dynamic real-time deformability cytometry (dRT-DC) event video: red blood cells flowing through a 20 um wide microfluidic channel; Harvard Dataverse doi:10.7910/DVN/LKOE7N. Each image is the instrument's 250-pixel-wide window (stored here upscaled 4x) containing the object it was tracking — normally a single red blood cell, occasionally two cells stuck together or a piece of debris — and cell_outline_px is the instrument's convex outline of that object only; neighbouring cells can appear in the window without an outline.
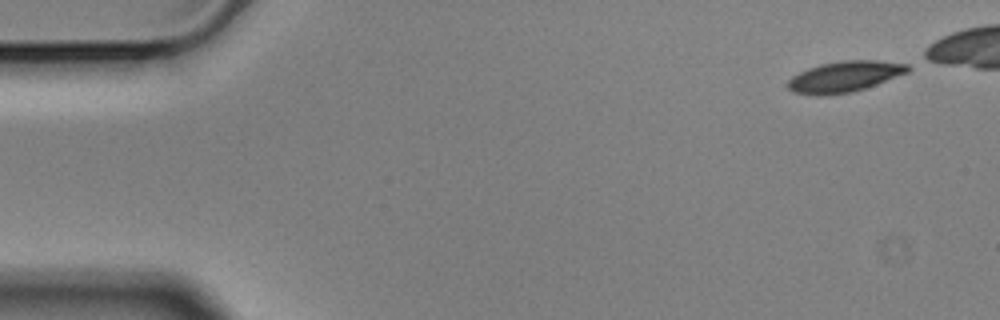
{"species": "Egyptian fruit bat (a non-hibernating species)", "species_latin": "Rousettus aegyptiacus", "temperature_condition": "cold", "stored_images_in_passage": 47, "camera_frame_rate_fps": 3000, "um_per_image_px": 0.085, "animal": {"sex": "male"}, "frame": {"image": 1, "passage_image": 1, "time_ms": 0.0, "image_size_px": [1000, 320], "cell_outline_px": [[912, 68], [908, 72], [876, 84], [852, 92], [824, 96], [816, 96], [792, 92], [788, 88], [788, 80], [792, 76], [808, 68], [820, 64], [844, 60], [876, 60], [908, 64]], "centroid_in_image_um": [71.77, 6.52], "position_along_channel_um": 13.2, "area_um2": 21.62}}
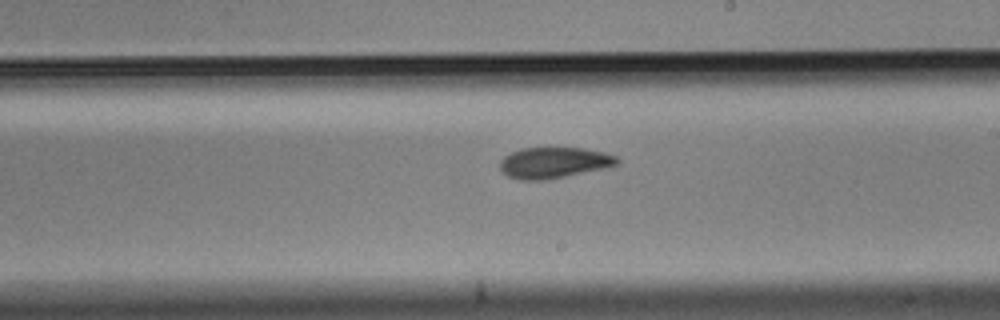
{"frame": {"image": 2, "passage_image": 30, "time_ms": 9.667, "image_size_px": [1000, 320], "cell_outline_px": [[620, 164], [608, 168], [544, 180], [520, 180], [508, 176], [500, 168], [500, 160], [504, 156], [520, 148], [580, 148], [604, 152], [616, 156], [620, 160]], "centroid_in_image_um": [47.12, 13.83], "position_along_channel_um": 241.9, "area_um2": 21.21}}
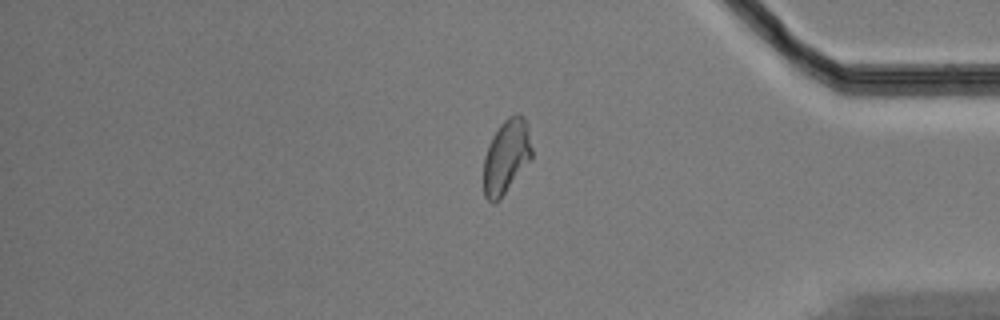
{"frame": {"image": 3, "passage_image": 45, "time_ms": 14.667, "image_size_px": [1000, 320], "cell_outline_px": [[532, 156], [500, 200], [488, 200], [484, 196], [484, 156], [488, 144], [492, 136], [500, 124], [508, 116], [516, 112], [520, 112], [524, 116], [528, 128], [532, 148]], "centroid_in_image_um": [43.03, 13.24], "position_along_channel_um": 392.2, "area_um2": 20.75}, "authors_computed_cell_mechanics": {"area_um2": 21.5016, "velocity_mm_per_s": 3.5071, "shape_relaxation_time_tau1_ms": 6.9641, "shape_relaxation_time_tau2_ms": 2.6741, "deformation_change_tau1": 0.1483, "deformation_change_tau2": 0.0752}}